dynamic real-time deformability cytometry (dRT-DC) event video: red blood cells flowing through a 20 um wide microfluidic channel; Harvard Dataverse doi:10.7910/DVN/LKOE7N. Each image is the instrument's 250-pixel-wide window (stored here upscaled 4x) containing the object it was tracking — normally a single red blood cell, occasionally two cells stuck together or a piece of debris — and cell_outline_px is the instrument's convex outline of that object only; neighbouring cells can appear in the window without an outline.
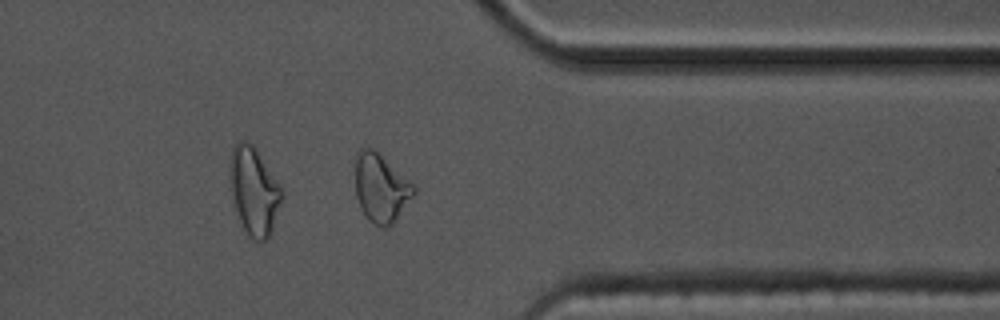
{"species": "common noctule bat (a hibernating species)", "species_latin": "Nyctalus noctula", "temperature_condition": "cold", "stored_images_in_passage": 43, "camera_frame_rate_fps": 3000, "um_per_image_px": 0.085, "animal": {"sex": "male", "body_mass_g": 17.5, "forearm_length_mm": 52.3}, "frame": {"image": 1, "passage_image": 31, "time_ms": 10.0, "image_size_px": [1000, 320], "cell_outline_px": [[416, 192], [392, 224], [384, 228], [380, 228], [368, 220], [364, 216], [360, 208], [356, 196], [356, 156], [360, 148], [376, 148], [416, 188]], "centroid_in_image_um": [32.36, 15.98], "position_along_channel_um": 379.0, "area_um2": 23.35}}
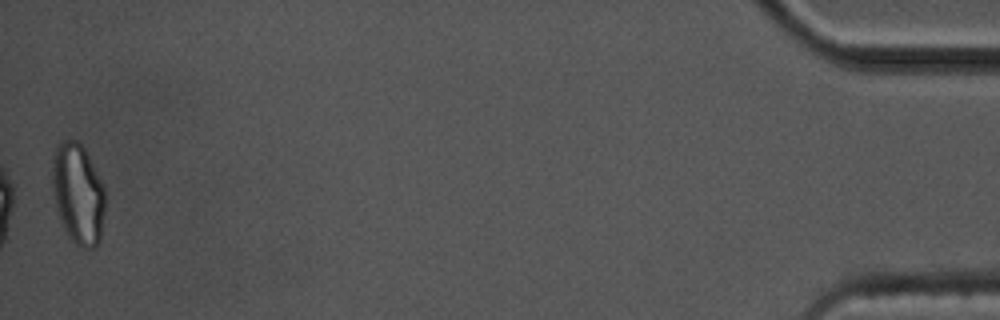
{"frame": {"image": 2, "passage_image": 43, "time_ms": 14.0, "image_size_px": [1000, 320], "cell_outline_px": [[104, 212], [100, 240], [96, 248], [80, 248], [68, 236], [60, 220], [56, 208], [52, 188], [52, 156], [56, 144], [60, 140], [76, 140], [84, 148], [104, 188]], "centroid_in_image_um": [6.6, 16.48], "position_along_channel_um": 428.6, "area_um2": 31.1}, "authors_computed_cell_mechanics": {"area_um2": 20.1722, "velocity_mm_per_s": 3.3873, "shape_relaxation_time_tau1_ms": null, "shape_relaxation_time_tau2_ms": 2.2934, "deformation_change_tau1": null, "deformation_change_tau2": 0.0648}}